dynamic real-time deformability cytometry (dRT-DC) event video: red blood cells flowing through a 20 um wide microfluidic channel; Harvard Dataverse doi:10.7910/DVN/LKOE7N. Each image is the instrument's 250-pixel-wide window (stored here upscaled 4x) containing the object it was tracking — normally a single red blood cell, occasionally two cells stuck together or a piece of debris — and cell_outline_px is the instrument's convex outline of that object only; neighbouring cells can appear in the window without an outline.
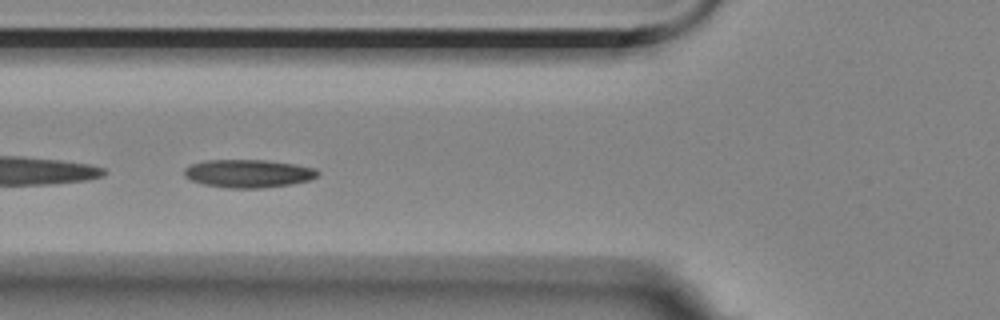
{"species": "Egyptian fruit bat (a non-hibernating species)", "species_latin": "Rousettus aegyptiacus", "temperature_condition": "room temperature", "stored_images_in_passage": 47, "camera_frame_rate_fps": 3000, "um_per_image_px": 0.085, "animal": {"sex": "female"}, "frame": {"image": 1, "passage_image": 20, "time_ms": 6.333, "image_size_px": [1000, 320], "cell_outline_px": [[320, 176], [308, 180], [288, 184], [260, 188], [228, 188], [204, 184], [192, 180], [184, 176], [184, 168], [192, 164], [208, 160], [264, 160], [296, 164], [316, 168], [320, 172]], "centroid_in_image_um": [21.13, 14.74], "position_along_channel_um": 104.7, "area_um2": 21.73}}
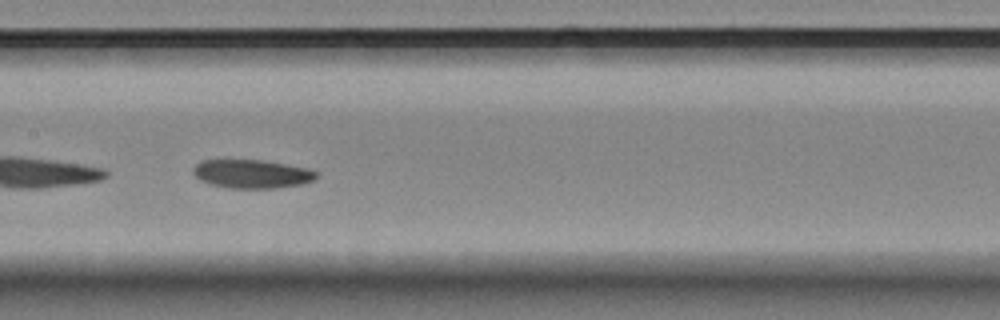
{"frame": {"image": 2, "passage_image": 27, "time_ms": 8.667, "image_size_px": [1000, 320], "cell_outline_px": [[316, 176], [312, 180], [304, 184], [276, 188], [228, 188], [212, 184], [200, 180], [192, 172], [192, 168], [196, 164], [204, 160], [260, 160], [308, 168], [316, 172]], "centroid_in_image_um": [21.39, 14.78], "position_along_channel_um": 186.0, "area_um2": 20.35}}
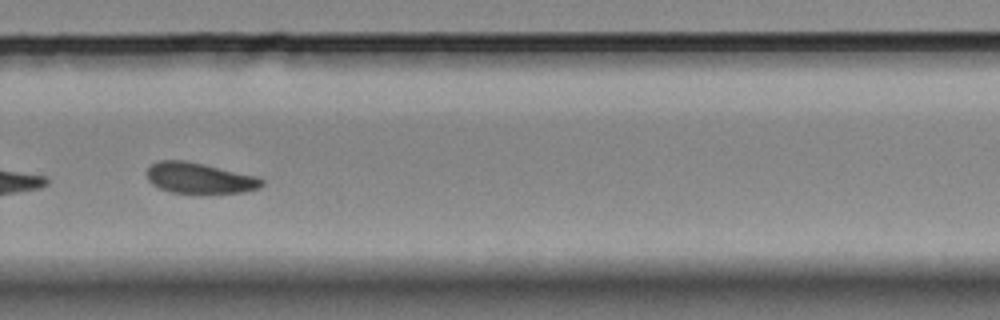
{"frame": {"image": 3, "passage_image": 38, "time_ms": 12.333, "image_size_px": [1000, 320], "cell_outline_px": [[264, 184], [260, 188], [248, 192], [168, 192], [152, 184], [148, 180], [144, 172], [152, 164], [160, 160], [184, 160], [204, 164], [256, 176], [264, 180]], "centroid_in_image_um": [16.94, 15.13], "position_along_channel_um": 312.9, "area_um2": 20.52}}